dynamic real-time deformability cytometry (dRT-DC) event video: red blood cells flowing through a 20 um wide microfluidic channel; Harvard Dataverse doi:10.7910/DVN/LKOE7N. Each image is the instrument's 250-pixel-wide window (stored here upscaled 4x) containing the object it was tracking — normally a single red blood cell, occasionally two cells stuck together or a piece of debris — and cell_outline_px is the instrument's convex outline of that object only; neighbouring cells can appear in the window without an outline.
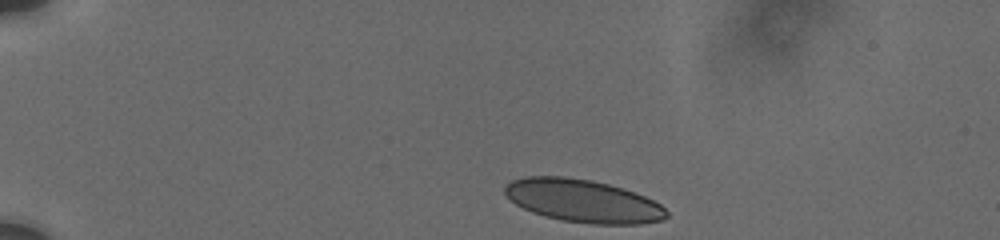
{"species": "human", "species_latin": "Homo sapiens", "temperature_condition": "cold", "stored_images_in_passage": 6, "camera_frame_rate_fps": 3000, "um_per_image_px": 0.085, "donor": {"sex": "male"}, "frame": {"image": 1, "passage_image": 1, "time_ms": 0.0, "image_size_px": [1000, 240], "cell_outline_px": [[668, 216], [660, 220], [640, 224], [592, 224], [560, 220], [544, 216], [532, 212], [516, 204], [504, 192], [504, 188], [512, 180], [524, 176], [564, 176], [592, 180], [624, 188], [644, 196], [660, 204], [668, 212]], "centroid_in_image_um": [49.55, 17.07], "position_along_channel_um": 35.4, "area_um2": 40.29}}
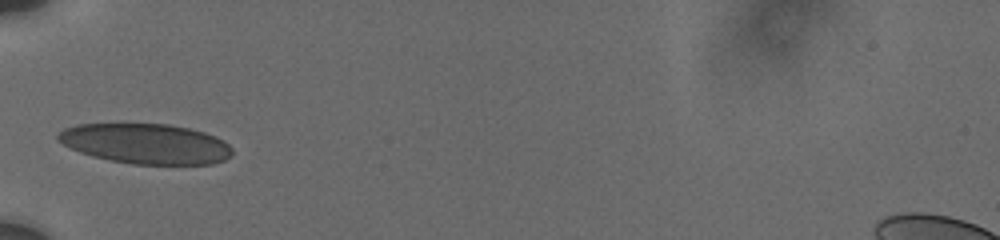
{"frame": {"image": 2, "passage_image": 4, "time_ms": 3.0, "image_size_px": [1000, 240], "cell_outline_px": [[232, 156], [224, 160], [212, 164], [132, 164], [92, 156], [80, 152], [56, 140], [56, 136], [64, 128], [76, 124], [168, 124], [188, 128], [204, 132], [216, 136], [224, 140], [232, 148]], "centroid_in_image_um": [12.41, 12.21], "position_along_channel_um": 72.6, "area_um2": 40.75}}
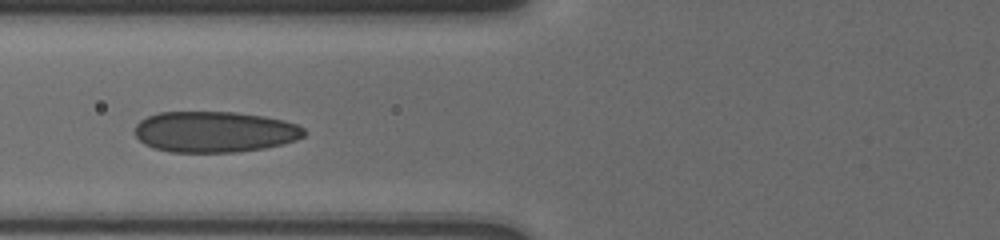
{"frame": {"image": 3, "passage_image": 5, "time_ms": 4.0, "image_size_px": [1000, 240], "cell_outline_px": [[308, 132], [304, 136], [296, 140], [284, 144], [264, 148], [236, 152], [168, 152], [152, 148], [144, 144], [132, 132], [136, 124], [140, 120], [148, 116], [160, 112], [236, 112], [264, 116], [284, 120], [296, 124], [304, 128]], "centroid_in_image_um": [18.24, 11.21], "position_along_channel_um": 107.6, "area_um2": 40.86}}